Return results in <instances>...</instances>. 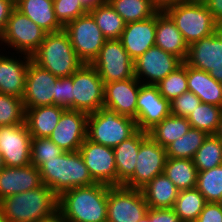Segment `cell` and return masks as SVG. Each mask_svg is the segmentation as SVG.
<instances>
[{
	"instance_id": "cell-1",
	"label": "cell",
	"mask_w": 222,
	"mask_h": 222,
	"mask_svg": "<svg viewBox=\"0 0 222 222\" xmlns=\"http://www.w3.org/2000/svg\"><path fill=\"white\" fill-rule=\"evenodd\" d=\"M109 187L95 183L69 189L59 196L58 212L67 222H107Z\"/></svg>"
},
{
	"instance_id": "cell-2",
	"label": "cell",
	"mask_w": 222,
	"mask_h": 222,
	"mask_svg": "<svg viewBox=\"0 0 222 222\" xmlns=\"http://www.w3.org/2000/svg\"><path fill=\"white\" fill-rule=\"evenodd\" d=\"M59 196L42 184L36 189L11 195L0 201L8 222H40L58 212Z\"/></svg>"
},
{
	"instance_id": "cell-3",
	"label": "cell",
	"mask_w": 222,
	"mask_h": 222,
	"mask_svg": "<svg viewBox=\"0 0 222 222\" xmlns=\"http://www.w3.org/2000/svg\"><path fill=\"white\" fill-rule=\"evenodd\" d=\"M38 170L42 184L50 187L58 196L69 189L96 183L79 151L64 152L59 157L44 162Z\"/></svg>"
},
{
	"instance_id": "cell-4",
	"label": "cell",
	"mask_w": 222,
	"mask_h": 222,
	"mask_svg": "<svg viewBox=\"0 0 222 222\" xmlns=\"http://www.w3.org/2000/svg\"><path fill=\"white\" fill-rule=\"evenodd\" d=\"M31 60L58 78L70 77L84 64L64 30L46 33L40 47L31 55Z\"/></svg>"
},
{
	"instance_id": "cell-5",
	"label": "cell",
	"mask_w": 222,
	"mask_h": 222,
	"mask_svg": "<svg viewBox=\"0 0 222 222\" xmlns=\"http://www.w3.org/2000/svg\"><path fill=\"white\" fill-rule=\"evenodd\" d=\"M135 119L106 107L88 114L87 139L114 148L137 131Z\"/></svg>"
},
{
	"instance_id": "cell-6",
	"label": "cell",
	"mask_w": 222,
	"mask_h": 222,
	"mask_svg": "<svg viewBox=\"0 0 222 222\" xmlns=\"http://www.w3.org/2000/svg\"><path fill=\"white\" fill-rule=\"evenodd\" d=\"M164 12L177 26L188 46L220 28L203 2L183 1Z\"/></svg>"
},
{
	"instance_id": "cell-7",
	"label": "cell",
	"mask_w": 222,
	"mask_h": 222,
	"mask_svg": "<svg viewBox=\"0 0 222 222\" xmlns=\"http://www.w3.org/2000/svg\"><path fill=\"white\" fill-rule=\"evenodd\" d=\"M45 35L42 28L15 8L0 37V49L31 56L40 47Z\"/></svg>"
},
{
	"instance_id": "cell-8",
	"label": "cell",
	"mask_w": 222,
	"mask_h": 222,
	"mask_svg": "<svg viewBox=\"0 0 222 222\" xmlns=\"http://www.w3.org/2000/svg\"><path fill=\"white\" fill-rule=\"evenodd\" d=\"M63 30L67 33L75 53L84 64L93 62L107 40L89 12L67 23Z\"/></svg>"
},
{
	"instance_id": "cell-9",
	"label": "cell",
	"mask_w": 222,
	"mask_h": 222,
	"mask_svg": "<svg viewBox=\"0 0 222 222\" xmlns=\"http://www.w3.org/2000/svg\"><path fill=\"white\" fill-rule=\"evenodd\" d=\"M104 105V82L91 64H83L73 73L72 110L87 114Z\"/></svg>"
},
{
	"instance_id": "cell-10",
	"label": "cell",
	"mask_w": 222,
	"mask_h": 222,
	"mask_svg": "<svg viewBox=\"0 0 222 222\" xmlns=\"http://www.w3.org/2000/svg\"><path fill=\"white\" fill-rule=\"evenodd\" d=\"M91 65L104 84L135 77L134 61L119 39L106 40Z\"/></svg>"
},
{
	"instance_id": "cell-11",
	"label": "cell",
	"mask_w": 222,
	"mask_h": 222,
	"mask_svg": "<svg viewBox=\"0 0 222 222\" xmlns=\"http://www.w3.org/2000/svg\"><path fill=\"white\" fill-rule=\"evenodd\" d=\"M148 209L141 190L123 185L109 187L107 222H138Z\"/></svg>"
},
{
	"instance_id": "cell-12",
	"label": "cell",
	"mask_w": 222,
	"mask_h": 222,
	"mask_svg": "<svg viewBox=\"0 0 222 222\" xmlns=\"http://www.w3.org/2000/svg\"><path fill=\"white\" fill-rule=\"evenodd\" d=\"M166 160V148L148 135L140 144L134 174L123 186L141 190L164 172Z\"/></svg>"
},
{
	"instance_id": "cell-13",
	"label": "cell",
	"mask_w": 222,
	"mask_h": 222,
	"mask_svg": "<svg viewBox=\"0 0 222 222\" xmlns=\"http://www.w3.org/2000/svg\"><path fill=\"white\" fill-rule=\"evenodd\" d=\"M185 63L222 82V28L189 45Z\"/></svg>"
},
{
	"instance_id": "cell-14",
	"label": "cell",
	"mask_w": 222,
	"mask_h": 222,
	"mask_svg": "<svg viewBox=\"0 0 222 222\" xmlns=\"http://www.w3.org/2000/svg\"><path fill=\"white\" fill-rule=\"evenodd\" d=\"M183 62L157 46L149 48L134 60V75L146 85H156Z\"/></svg>"
},
{
	"instance_id": "cell-15",
	"label": "cell",
	"mask_w": 222,
	"mask_h": 222,
	"mask_svg": "<svg viewBox=\"0 0 222 222\" xmlns=\"http://www.w3.org/2000/svg\"><path fill=\"white\" fill-rule=\"evenodd\" d=\"M31 138L26 123L0 126V151L5 166L23 167L31 164Z\"/></svg>"
},
{
	"instance_id": "cell-16",
	"label": "cell",
	"mask_w": 222,
	"mask_h": 222,
	"mask_svg": "<svg viewBox=\"0 0 222 222\" xmlns=\"http://www.w3.org/2000/svg\"><path fill=\"white\" fill-rule=\"evenodd\" d=\"M79 152L96 183L117 186V169L112 147L94 143L86 138Z\"/></svg>"
},
{
	"instance_id": "cell-17",
	"label": "cell",
	"mask_w": 222,
	"mask_h": 222,
	"mask_svg": "<svg viewBox=\"0 0 222 222\" xmlns=\"http://www.w3.org/2000/svg\"><path fill=\"white\" fill-rule=\"evenodd\" d=\"M170 114V101L163 98L158 87L142 84L137 97V129L148 133Z\"/></svg>"
},
{
	"instance_id": "cell-18",
	"label": "cell",
	"mask_w": 222,
	"mask_h": 222,
	"mask_svg": "<svg viewBox=\"0 0 222 222\" xmlns=\"http://www.w3.org/2000/svg\"><path fill=\"white\" fill-rule=\"evenodd\" d=\"M87 120V113L66 109L49 139L65 152L79 151L87 138Z\"/></svg>"
},
{
	"instance_id": "cell-19",
	"label": "cell",
	"mask_w": 222,
	"mask_h": 222,
	"mask_svg": "<svg viewBox=\"0 0 222 222\" xmlns=\"http://www.w3.org/2000/svg\"><path fill=\"white\" fill-rule=\"evenodd\" d=\"M58 77L30 60L25 91L22 97L25 109L53 105L55 81Z\"/></svg>"
},
{
	"instance_id": "cell-20",
	"label": "cell",
	"mask_w": 222,
	"mask_h": 222,
	"mask_svg": "<svg viewBox=\"0 0 222 222\" xmlns=\"http://www.w3.org/2000/svg\"><path fill=\"white\" fill-rule=\"evenodd\" d=\"M6 52L0 49V93L22 98L31 56Z\"/></svg>"
},
{
	"instance_id": "cell-21",
	"label": "cell",
	"mask_w": 222,
	"mask_h": 222,
	"mask_svg": "<svg viewBox=\"0 0 222 222\" xmlns=\"http://www.w3.org/2000/svg\"><path fill=\"white\" fill-rule=\"evenodd\" d=\"M141 85L136 77L105 83L103 107L136 120L137 97Z\"/></svg>"
},
{
	"instance_id": "cell-22",
	"label": "cell",
	"mask_w": 222,
	"mask_h": 222,
	"mask_svg": "<svg viewBox=\"0 0 222 222\" xmlns=\"http://www.w3.org/2000/svg\"><path fill=\"white\" fill-rule=\"evenodd\" d=\"M156 14L142 21L126 23L121 34L122 46L134 61L155 46Z\"/></svg>"
},
{
	"instance_id": "cell-23",
	"label": "cell",
	"mask_w": 222,
	"mask_h": 222,
	"mask_svg": "<svg viewBox=\"0 0 222 222\" xmlns=\"http://www.w3.org/2000/svg\"><path fill=\"white\" fill-rule=\"evenodd\" d=\"M41 185L40 171L34 165L4 166L0 170V201L8 196L36 189Z\"/></svg>"
},
{
	"instance_id": "cell-24",
	"label": "cell",
	"mask_w": 222,
	"mask_h": 222,
	"mask_svg": "<svg viewBox=\"0 0 222 222\" xmlns=\"http://www.w3.org/2000/svg\"><path fill=\"white\" fill-rule=\"evenodd\" d=\"M155 46L177 56L182 62L186 60L189 46L172 19L162 11L156 13Z\"/></svg>"
},
{
	"instance_id": "cell-25",
	"label": "cell",
	"mask_w": 222,
	"mask_h": 222,
	"mask_svg": "<svg viewBox=\"0 0 222 222\" xmlns=\"http://www.w3.org/2000/svg\"><path fill=\"white\" fill-rule=\"evenodd\" d=\"M148 135L147 132L137 130L131 137L113 148L117 186L124 185L133 176L140 144Z\"/></svg>"
},
{
	"instance_id": "cell-26",
	"label": "cell",
	"mask_w": 222,
	"mask_h": 222,
	"mask_svg": "<svg viewBox=\"0 0 222 222\" xmlns=\"http://www.w3.org/2000/svg\"><path fill=\"white\" fill-rule=\"evenodd\" d=\"M65 110L58 105L25 109V123L32 138H49Z\"/></svg>"
},
{
	"instance_id": "cell-27",
	"label": "cell",
	"mask_w": 222,
	"mask_h": 222,
	"mask_svg": "<svg viewBox=\"0 0 222 222\" xmlns=\"http://www.w3.org/2000/svg\"><path fill=\"white\" fill-rule=\"evenodd\" d=\"M15 8L46 33L63 30V26L56 19L53 0H17Z\"/></svg>"
},
{
	"instance_id": "cell-28",
	"label": "cell",
	"mask_w": 222,
	"mask_h": 222,
	"mask_svg": "<svg viewBox=\"0 0 222 222\" xmlns=\"http://www.w3.org/2000/svg\"><path fill=\"white\" fill-rule=\"evenodd\" d=\"M187 84L188 91L193 92L201 103L222 107L221 83L211 77L208 72L187 65Z\"/></svg>"
},
{
	"instance_id": "cell-29",
	"label": "cell",
	"mask_w": 222,
	"mask_h": 222,
	"mask_svg": "<svg viewBox=\"0 0 222 222\" xmlns=\"http://www.w3.org/2000/svg\"><path fill=\"white\" fill-rule=\"evenodd\" d=\"M141 191L151 209L173 208L179 194L176 186L163 173L157 175Z\"/></svg>"
},
{
	"instance_id": "cell-30",
	"label": "cell",
	"mask_w": 222,
	"mask_h": 222,
	"mask_svg": "<svg viewBox=\"0 0 222 222\" xmlns=\"http://www.w3.org/2000/svg\"><path fill=\"white\" fill-rule=\"evenodd\" d=\"M163 174L179 191L196 188L198 171L193 159L167 158Z\"/></svg>"
},
{
	"instance_id": "cell-31",
	"label": "cell",
	"mask_w": 222,
	"mask_h": 222,
	"mask_svg": "<svg viewBox=\"0 0 222 222\" xmlns=\"http://www.w3.org/2000/svg\"><path fill=\"white\" fill-rule=\"evenodd\" d=\"M190 128L191 125L187 118L170 114L152 128L148 134L156 143L166 148L187 134Z\"/></svg>"
},
{
	"instance_id": "cell-32",
	"label": "cell",
	"mask_w": 222,
	"mask_h": 222,
	"mask_svg": "<svg viewBox=\"0 0 222 222\" xmlns=\"http://www.w3.org/2000/svg\"><path fill=\"white\" fill-rule=\"evenodd\" d=\"M89 13L93 16L97 26L107 40L120 39L126 22L108 1L89 10Z\"/></svg>"
},
{
	"instance_id": "cell-33",
	"label": "cell",
	"mask_w": 222,
	"mask_h": 222,
	"mask_svg": "<svg viewBox=\"0 0 222 222\" xmlns=\"http://www.w3.org/2000/svg\"><path fill=\"white\" fill-rule=\"evenodd\" d=\"M207 201L196 189L179 191L173 210L182 222H195Z\"/></svg>"
},
{
	"instance_id": "cell-34",
	"label": "cell",
	"mask_w": 222,
	"mask_h": 222,
	"mask_svg": "<svg viewBox=\"0 0 222 222\" xmlns=\"http://www.w3.org/2000/svg\"><path fill=\"white\" fill-rule=\"evenodd\" d=\"M208 134L196 128H190L187 134L166 147L167 158L193 159Z\"/></svg>"
},
{
	"instance_id": "cell-35",
	"label": "cell",
	"mask_w": 222,
	"mask_h": 222,
	"mask_svg": "<svg viewBox=\"0 0 222 222\" xmlns=\"http://www.w3.org/2000/svg\"><path fill=\"white\" fill-rule=\"evenodd\" d=\"M107 1L126 23L148 19L158 12L150 0Z\"/></svg>"
},
{
	"instance_id": "cell-36",
	"label": "cell",
	"mask_w": 222,
	"mask_h": 222,
	"mask_svg": "<svg viewBox=\"0 0 222 222\" xmlns=\"http://www.w3.org/2000/svg\"><path fill=\"white\" fill-rule=\"evenodd\" d=\"M198 172L222 165V141L214 134L208 135L193 157Z\"/></svg>"
},
{
	"instance_id": "cell-37",
	"label": "cell",
	"mask_w": 222,
	"mask_h": 222,
	"mask_svg": "<svg viewBox=\"0 0 222 222\" xmlns=\"http://www.w3.org/2000/svg\"><path fill=\"white\" fill-rule=\"evenodd\" d=\"M221 114L222 107L201 103L187 119L192 128L214 135L219 126Z\"/></svg>"
},
{
	"instance_id": "cell-38",
	"label": "cell",
	"mask_w": 222,
	"mask_h": 222,
	"mask_svg": "<svg viewBox=\"0 0 222 222\" xmlns=\"http://www.w3.org/2000/svg\"><path fill=\"white\" fill-rule=\"evenodd\" d=\"M196 189L207 202L220 203L222 199V165L198 172Z\"/></svg>"
},
{
	"instance_id": "cell-39",
	"label": "cell",
	"mask_w": 222,
	"mask_h": 222,
	"mask_svg": "<svg viewBox=\"0 0 222 222\" xmlns=\"http://www.w3.org/2000/svg\"><path fill=\"white\" fill-rule=\"evenodd\" d=\"M159 93L170 102L188 91L187 64L183 62L173 72L156 84Z\"/></svg>"
},
{
	"instance_id": "cell-40",
	"label": "cell",
	"mask_w": 222,
	"mask_h": 222,
	"mask_svg": "<svg viewBox=\"0 0 222 222\" xmlns=\"http://www.w3.org/2000/svg\"><path fill=\"white\" fill-rule=\"evenodd\" d=\"M25 123L22 98L0 93V126Z\"/></svg>"
},
{
	"instance_id": "cell-41",
	"label": "cell",
	"mask_w": 222,
	"mask_h": 222,
	"mask_svg": "<svg viewBox=\"0 0 222 222\" xmlns=\"http://www.w3.org/2000/svg\"><path fill=\"white\" fill-rule=\"evenodd\" d=\"M64 152L49 138H31V164L36 168L47 160L59 157Z\"/></svg>"
},
{
	"instance_id": "cell-42",
	"label": "cell",
	"mask_w": 222,
	"mask_h": 222,
	"mask_svg": "<svg viewBox=\"0 0 222 222\" xmlns=\"http://www.w3.org/2000/svg\"><path fill=\"white\" fill-rule=\"evenodd\" d=\"M53 6L56 19L63 27L89 12L80 0H53Z\"/></svg>"
},
{
	"instance_id": "cell-43",
	"label": "cell",
	"mask_w": 222,
	"mask_h": 222,
	"mask_svg": "<svg viewBox=\"0 0 222 222\" xmlns=\"http://www.w3.org/2000/svg\"><path fill=\"white\" fill-rule=\"evenodd\" d=\"M200 104L201 100L193 92H184L170 102L171 114L188 118Z\"/></svg>"
},
{
	"instance_id": "cell-44",
	"label": "cell",
	"mask_w": 222,
	"mask_h": 222,
	"mask_svg": "<svg viewBox=\"0 0 222 222\" xmlns=\"http://www.w3.org/2000/svg\"><path fill=\"white\" fill-rule=\"evenodd\" d=\"M72 86L73 74L70 77L57 78L55 81L53 105L72 110Z\"/></svg>"
},
{
	"instance_id": "cell-45",
	"label": "cell",
	"mask_w": 222,
	"mask_h": 222,
	"mask_svg": "<svg viewBox=\"0 0 222 222\" xmlns=\"http://www.w3.org/2000/svg\"><path fill=\"white\" fill-rule=\"evenodd\" d=\"M195 222H222V205L207 202Z\"/></svg>"
},
{
	"instance_id": "cell-46",
	"label": "cell",
	"mask_w": 222,
	"mask_h": 222,
	"mask_svg": "<svg viewBox=\"0 0 222 222\" xmlns=\"http://www.w3.org/2000/svg\"><path fill=\"white\" fill-rule=\"evenodd\" d=\"M149 219L152 222H182L179 216L174 212L172 208L170 209H151L147 210Z\"/></svg>"
},
{
	"instance_id": "cell-47",
	"label": "cell",
	"mask_w": 222,
	"mask_h": 222,
	"mask_svg": "<svg viewBox=\"0 0 222 222\" xmlns=\"http://www.w3.org/2000/svg\"><path fill=\"white\" fill-rule=\"evenodd\" d=\"M14 9V0H0V37L3 34L8 23V19Z\"/></svg>"
},
{
	"instance_id": "cell-48",
	"label": "cell",
	"mask_w": 222,
	"mask_h": 222,
	"mask_svg": "<svg viewBox=\"0 0 222 222\" xmlns=\"http://www.w3.org/2000/svg\"><path fill=\"white\" fill-rule=\"evenodd\" d=\"M203 3L212 14L216 24L222 28V0H205Z\"/></svg>"
},
{
	"instance_id": "cell-49",
	"label": "cell",
	"mask_w": 222,
	"mask_h": 222,
	"mask_svg": "<svg viewBox=\"0 0 222 222\" xmlns=\"http://www.w3.org/2000/svg\"><path fill=\"white\" fill-rule=\"evenodd\" d=\"M152 5L158 10L164 12L169 7L175 6L185 0H150Z\"/></svg>"
},
{
	"instance_id": "cell-50",
	"label": "cell",
	"mask_w": 222,
	"mask_h": 222,
	"mask_svg": "<svg viewBox=\"0 0 222 222\" xmlns=\"http://www.w3.org/2000/svg\"><path fill=\"white\" fill-rule=\"evenodd\" d=\"M80 2L89 11L95 8L96 6L107 2V0H80Z\"/></svg>"
},
{
	"instance_id": "cell-51",
	"label": "cell",
	"mask_w": 222,
	"mask_h": 222,
	"mask_svg": "<svg viewBox=\"0 0 222 222\" xmlns=\"http://www.w3.org/2000/svg\"><path fill=\"white\" fill-rule=\"evenodd\" d=\"M40 222H67V221L59 212H57L54 216L44 219Z\"/></svg>"
},
{
	"instance_id": "cell-52",
	"label": "cell",
	"mask_w": 222,
	"mask_h": 222,
	"mask_svg": "<svg viewBox=\"0 0 222 222\" xmlns=\"http://www.w3.org/2000/svg\"><path fill=\"white\" fill-rule=\"evenodd\" d=\"M215 135L222 141V114H221L219 126L217 128Z\"/></svg>"
},
{
	"instance_id": "cell-53",
	"label": "cell",
	"mask_w": 222,
	"mask_h": 222,
	"mask_svg": "<svg viewBox=\"0 0 222 222\" xmlns=\"http://www.w3.org/2000/svg\"><path fill=\"white\" fill-rule=\"evenodd\" d=\"M0 222H8L4 216L1 204H0Z\"/></svg>"
},
{
	"instance_id": "cell-54",
	"label": "cell",
	"mask_w": 222,
	"mask_h": 222,
	"mask_svg": "<svg viewBox=\"0 0 222 222\" xmlns=\"http://www.w3.org/2000/svg\"><path fill=\"white\" fill-rule=\"evenodd\" d=\"M138 222H152L150 219H149V215L146 214L142 217V219Z\"/></svg>"
},
{
	"instance_id": "cell-55",
	"label": "cell",
	"mask_w": 222,
	"mask_h": 222,
	"mask_svg": "<svg viewBox=\"0 0 222 222\" xmlns=\"http://www.w3.org/2000/svg\"><path fill=\"white\" fill-rule=\"evenodd\" d=\"M4 166H5V164H4L2 152L0 151V170L3 169Z\"/></svg>"
},
{
	"instance_id": "cell-56",
	"label": "cell",
	"mask_w": 222,
	"mask_h": 222,
	"mask_svg": "<svg viewBox=\"0 0 222 222\" xmlns=\"http://www.w3.org/2000/svg\"><path fill=\"white\" fill-rule=\"evenodd\" d=\"M185 1H190V2H204L205 0H185Z\"/></svg>"
}]
</instances>
